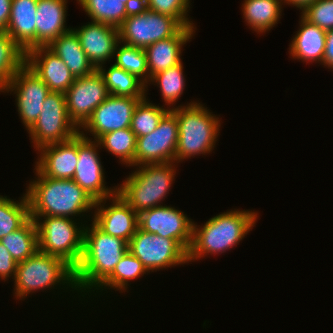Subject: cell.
Wrapping results in <instances>:
<instances>
[{"label": "cell", "instance_id": "6da1fadb", "mask_svg": "<svg viewBox=\"0 0 333 333\" xmlns=\"http://www.w3.org/2000/svg\"><path fill=\"white\" fill-rule=\"evenodd\" d=\"M38 177L30 182L26 191L29 201L30 218L46 216L68 217L95 208V200L73 179H53L43 176L37 169Z\"/></svg>", "mask_w": 333, "mask_h": 333}, {"label": "cell", "instance_id": "7a4b0ae2", "mask_svg": "<svg viewBox=\"0 0 333 333\" xmlns=\"http://www.w3.org/2000/svg\"><path fill=\"white\" fill-rule=\"evenodd\" d=\"M84 228L83 254L74 269L78 292L95 291L114 271L116 264L128 251V243L108 235L93 221ZM96 288V289H95ZM88 291H87V290Z\"/></svg>", "mask_w": 333, "mask_h": 333}, {"label": "cell", "instance_id": "3957f363", "mask_svg": "<svg viewBox=\"0 0 333 333\" xmlns=\"http://www.w3.org/2000/svg\"><path fill=\"white\" fill-rule=\"evenodd\" d=\"M257 214L248 210H231L210 218L201 228L193 223L188 262L233 248L253 229Z\"/></svg>", "mask_w": 333, "mask_h": 333}, {"label": "cell", "instance_id": "277c9868", "mask_svg": "<svg viewBox=\"0 0 333 333\" xmlns=\"http://www.w3.org/2000/svg\"><path fill=\"white\" fill-rule=\"evenodd\" d=\"M171 110L176 114L179 129L176 162L212 152L220 133L219 118L197 102Z\"/></svg>", "mask_w": 333, "mask_h": 333}, {"label": "cell", "instance_id": "5b68a950", "mask_svg": "<svg viewBox=\"0 0 333 333\" xmlns=\"http://www.w3.org/2000/svg\"><path fill=\"white\" fill-rule=\"evenodd\" d=\"M175 162L162 164H145L122 182L117 193L138 214L144 210L161 206L172 186ZM160 203V204H159Z\"/></svg>", "mask_w": 333, "mask_h": 333}, {"label": "cell", "instance_id": "8992f818", "mask_svg": "<svg viewBox=\"0 0 333 333\" xmlns=\"http://www.w3.org/2000/svg\"><path fill=\"white\" fill-rule=\"evenodd\" d=\"M14 280V294L21 300L38 289H50L58 283L77 290L74 268L64 259L39 250L33 256L18 262Z\"/></svg>", "mask_w": 333, "mask_h": 333}, {"label": "cell", "instance_id": "52a82bcc", "mask_svg": "<svg viewBox=\"0 0 333 333\" xmlns=\"http://www.w3.org/2000/svg\"><path fill=\"white\" fill-rule=\"evenodd\" d=\"M38 231L40 252L64 259L74 269L83 254L84 224L78 227L72 217L32 218Z\"/></svg>", "mask_w": 333, "mask_h": 333}, {"label": "cell", "instance_id": "ba28073f", "mask_svg": "<svg viewBox=\"0 0 333 333\" xmlns=\"http://www.w3.org/2000/svg\"><path fill=\"white\" fill-rule=\"evenodd\" d=\"M183 27L176 18L139 5L131 10L118 29L121 43L145 49L157 41L173 37Z\"/></svg>", "mask_w": 333, "mask_h": 333}, {"label": "cell", "instance_id": "9c48e42d", "mask_svg": "<svg viewBox=\"0 0 333 333\" xmlns=\"http://www.w3.org/2000/svg\"><path fill=\"white\" fill-rule=\"evenodd\" d=\"M79 128L70 119L65 94L50 92L43 102L37 121L28 130L36 150L42 146L64 142L79 133Z\"/></svg>", "mask_w": 333, "mask_h": 333}, {"label": "cell", "instance_id": "30bf717a", "mask_svg": "<svg viewBox=\"0 0 333 333\" xmlns=\"http://www.w3.org/2000/svg\"><path fill=\"white\" fill-rule=\"evenodd\" d=\"M128 250L153 272L188 262V252L172 238L147 233L137 228L128 243Z\"/></svg>", "mask_w": 333, "mask_h": 333}, {"label": "cell", "instance_id": "8fae6325", "mask_svg": "<svg viewBox=\"0 0 333 333\" xmlns=\"http://www.w3.org/2000/svg\"><path fill=\"white\" fill-rule=\"evenodd\" d=\"M178 122L170 109L150 134L137 137L134 166L176 162Z\"/></svg>", "mask_w": 333, "mask_h": 333}, {"label": "cell", "instance_id": "7c38bea8", "mask_svg": "<svg viewBox=\"0 0 333 333\" xmlns=\"http://www.w3.org/2000/svg\"><path fill=\"white\" fill-rule=\"evenodd\" d=\"M4 91H14L16 94L18 114L26 130H29L37 121L43 102L50 93L48 86L25 63L5 86Z\"/></svg>", "mask_w": 333, "mask_h": 333}, {"label": "cell", "instance_id": "4fadbf2b", "mask_svg": "<svg viewBox=\"0 0 333 333\" xmlns=\"http://www.w3.org/2000/svg\"><path fill=\"white\" fill-rule=\"evenodd\" d=\"M100 144L78 133V163L73 180L95 201L109 199L117 193V188H106L104 172L97 151Z\"/></svg>", "mask_w": 333, "mask_h": 333}, {"label": "cell", "instance_id": "5bb4252c", "mask_svg": "<svg viewBox=\"0 0 333 333\" xmlns=\"http://www.w3.org/2000/svg\"><path fill=\"white\" fill-rule=\"evenodd\" d=\"M193 223L184 212L158 206L138 214V228L161 237L175 239L187 252L192 242Z\"/></svg>", "mask_w": 333, "mask_h": 333}, {"label": "cell", "instance_id": "9a60e30c", "mask_svg": "<svg viewBox=\"0 0 333 333\" xmlns=\"http://www.w3.org/2000/svg\"><path fill=\"white\" fill-rule=\"evenodd\" d=\"M64 94L69 117L79 129L94 109L110 96L98 70L91 75L76 78Z\"/></svg>", "mask_w": 333, "mask_h": 333}, {"label": "cell", "instance_id": "2e32d148", "mask_svg": "<svg viewBox=\"0 0 333 333\" xmlns=\"http://www.w3.org/2000/svg\"><path fill=\"white\" fill-rule=\"evenodd\" d=\"M141 99L143 98L110 95L94 109L81 127L88 130L94 140L105 133L130 128L134 109Z\"/></svg>", "mask_w": 333, "mask_h": 333}, {"label": "cell", "instance_id": "e0dca14e", "mask_svg": "<svg viewBox=\"0 0 333 333\" xmlns=\"http://www.w3.org/2000/svg\"><path fill=\"white\" fill-rule=\"evenodd\" d=\"M106 200L95 202L93 222L108 235L129 243L138 228V213L118 193L110 197L112 204L109 207L102 204Z\"/></svg>", "mask_w": 333, "mask_h": 333}, {"label": "cell", "instance_id": "ac0fdd59", "mask_svg": "<svg viewBox=\"0 0 333 333\" xmlns=\"http://www.w3.org/2000/svg\"><path fill=\"white\" fill-rule=\"evenodd\" d=\"M73 30L78 35L89 62L96 70L107 60L113 59L116 46L120 42L118 28L91 21Z\"/></svg>", "mask_w": 333, "mask_h": 333}, {"label": "cell", "instance_id": "d6986e66", "mask_svg": "<svg viewBox=\"0 0 333 333\" xmlns=\"http://www.w3.org/2000/svg\"><path fill=\"white\" fill-rule=\"evenodd\" d=\"M38 152L41 154L35 169L43 176L72 179L78 163V134L67 141L42 146Z\"/></svg>", "mask_w": 333, "mask_h": 333}, {"label": "cell", "instance_id": "ffe728a7", "mask_svg": "<svg viewBox=\"0 0 333 333\" xmlns=\"http://www.w3.org/2000/svg\"><path fill=\"white\" fill-rule=\"evenodd\" d=\"M25 63L42 79L50 92L65 93L76 79L65 63L47 46L26 52Z\"/></svg>", "mask_w": 333, "mask_h": 333}, {"label": "cell", "instance_id": "44dd1931", "mask_svg": "<svg viewBox=\"0 0 333 333\" xmlns=\"http://www.w3.org/2000/svg\"><path fill=\"white\" fill-rule=\"evenodd\" d=\"M194 26L183 27L176 35L157 41L144 49L150 78L181 62L182 46L195 33Z\"/></svg>", "mask_w": 333, "mask_h": 333}, {"label": "cell", "instance_id": "7402d4cb", "mask_svg": "<svg viewBox=\"0 0 333 333\" xmlns=\"http://www.w3.org/2000/svg\"><path fill=\"white\" fill-rule=\"evenodd\" d=\"M38 0H12L5 32L24 50L36 48V12Z\"/></svg>", "mask_w": 333, "mask_h": 333}, {"label": "cell", "instance_id": "603a6c76", "mask_svg": "<svg viewBox=\"0 0 333 333\" xmlns=\"http://www.w3.org/2000/svg\"><path fill=\"white\" fill-rule=\"evenodd\" d=\"M67 0H38L36 12V47L48 46L72 28L65 27Z\"/></svg>", "mask_w": 333, "mask_h": 333}, {"label": "cell", "instance_id": "cb8c5ba5", "mask_svg": "<svg viewBox=\"0 0 333 333\" xmlns=\"http://www.w3.org/2000/svg\"><path fill=\"white\" fill-rule=\"evenodd\" d=\"M47 47L65 63L75 78L91 75L96 70L89 62L73 29L60 35Z\"/></svg>", "mask_w": 333, "mask_h": 333}, {"label": "cell", "instance_id": "d4e9b609", "mask_svg": "<svg viewBox=\"0 0 333 333\" xmlns=\"http://www.w3.org/2000/svg\"><path fill=\"white\" fill-rule=\"evenodd\" d=\"M299 31L290 43L289 53L293 59H300L305 62H321L326 46L327 31L311 24L301 16Z\"/></svg>", "mask_w": 333, "mask_h": 333}, {"label": "cell", "instance_id": "484cf974", "mask_svg": "<svg viewBox=\"0 0 333 333\" xmlns=\"http://www.w3.org/2000/svg\"><path fill=\"white\" fill-rule=\"evenodd\" d=\"M93 22L119 28L131 10L139 6L135 0H77Z\"/></svg>", "mask_w": 333, "mask_h": 333}, {"label": "cell", "instance_id": "4316f807", "mask_svg": "<svg viewBox=\"0 0 333 333\" xmlns=\"http://www.w3.org/2000/svg\"><path fill=\"white\" fill-rule=\"evenodd\" d=\"M283 0H245L242 4L243 17L255 32L265 33L277 24Z\"/></svg>", "mask_w": 333, "mask_h": 333}, {"label": "cell", "instance_id": "83f0119b", "mask_svg": "<svg viewBox=\"0 0 333 333\" xmlns=\"http://www.w3.org/2000/svg\"><path fill=\"white\" fill-rule=\"evenodd\" d=\"M103 76L110 95L128 96L133 98H145L147 86L136 75L131 74L115 64L105 71L103 65L98 69ZM146 88V89H145Z\"/></svg>", "mask_w": 333, "mask_h": 333}, {"label": "cell", "instance_id": "f1b7e54d", "mask_svg": "<svg viewBox=\"0 0 333 333\" xmlns=\"http://www.w3.org/2000/svg\"><path fill=\"white\" fill-rule=\"evenodd\" d=\"M0 242L18 263L33 256L38 249V231L35 221L29 218L20 228L10 232Z\"/></svg>", "mask_w": 333, "mask_h": 333}, {"label": "cell", "instance_id": "f546056e", "mask_svg": "<svg viewBox=\"0 0 333 333\" xmlns=\"http://www.w3.org/2000/svg\"><path fill=\"white\" fill-rule=\"evenodd\" d=\"M25 62L24 50L5 31H0V92Z\"/></svg>", "mask_w": 333, "mask_h": 333}, {"label": "cell", "instance_id": "4dcf8cb0", "mask_svg": "<svg viewBox=\"0 0 333 333\" xmlns=\"http://www.w3.org/2000/svg\"><path fill=\"white\" fill-rule=\"evenodd\" d=\"M136 136L131 128H123L102 135L97 141L124 164L134 166Z\"/></svg>", "mask_w": 333, "mask_h": 333}, {"label": "cell", "instance_id": "1f68e13d", "mask_svg": "<svg viewBox=\"0 0 333 333\" xmlns=\"http://www.w3.org/2000/svg\"><path fill=\"white\" fill-rule=\"evenodd\" d=\"M21 201L0 195V240L20 228L29 218V201L25 195Z\"/></svg>", "mask_w": 333, "mask_h": 333}, {"label": "cell", "instance_id": "d6a6232c", "mask_svg": "<svg viewBox=\"0 0 333 333\" xmlns=\"http://www.w3.org/2000/svg\"><path fill=\"white\" fill-rule=\"evenodd\" d=\"M148 273L142 262L135 257L129 250L123 255L112 274L97 288L110 287L120 291H126L128 282L141 275ZM104 286V287H103Z\"/></svg>", "mask_w": 333, "mask_h": 333}, {"label": "cell", "instance_id": "836d02e7", "mask_svg": "<svg viewBox=\"0 0 333 333\" xmlns=\"http://www.w3.org/2000/svg\"><path fill=\"white\" fill-rule=\"evenodd\" d=\"M170 109L153 105L147 101L146 97L141 99L132 115L131 131L136 138L152 133Z\"/></svg>", "mask_w": 333, "mask_h": 333}, {"label": "cell", "instance_id": "e575fe53", "mask_svg": "<svg viewBox=\"0 0 333 333\" xmlns=\"http://www.w3.org/2000/svg\"><path fill=\"white\" fill-rule=\"evenodd\" d=\"M119 44H121V42L117 44L115 49L114 57H116V62L114 64L136 75L147 85L149 82V71L144 49L124 43H122L123 45L121 44V46Z\"/></svg>", "mask_w": 333, "mask_h": 333}, {"label": "cell", "instance_id": "d590c367", "mask_svg": "<svg viewBox=\"0 0 333 333\" xmlns=\"http://www.w3.org/2000/svg\"><path fill=\"white\" fill-rule=\"evenodd\" d=\"M183 75V64L182 61L168 68L167 70L158 72L150 78V82L157 83L160 88L163 100L166 105L174 104L178 101L183 93L185 87V80Z\"/></svg>", "mask_w": 333, "mask_h": 333}, {"label": "cell", "instance_id": "8d00e7d4", "mask_svg": "<svg viewBox=\"0 0 333 333\" xmlns=\"http://www.w3.org/2000/svg\"><path fill=\"white\" fill-rule=\"evenodd\" d=\"M190 0H142L141 5L145 8L163 15L176 18L184 27L193 26L188 19L187 12L190 10Z\"/></svg>", "mask_w": 333, "mask_h": 333}, {"label": "cell", "instance_id": "74e56055", "mask_svg": "<svg viewBox=\"0 0 333 333\" xmlns=\"http://www.w3.org/2000/svg\"><path fill=\"white\" fill-rule=\"evenodd\" d=\"M302 17L325 31L333 29V0H317L307 6Z\"/></svg>", "mask_w": 333, "mask_h": 333}, {"label": "cell", "instance_id": "f35d334b", "mask_svg": "<svg viewBox=\"0 0 333 333\" xmlns=\"http://www.w3.org/2000/svg\"><path fill=\"white\" fill-rule=\"evenodd\" d=\"M17 264L7 248L0 242V278L5 281L13 275L14 280Z\"/></svg>", "mask_w": 333, "mask_h": 333}, {"label": "cell", "instance_id": "ab89813d", "mask_svg": "<svg viewBox=\"0 0 333 333\" xmlns=\"http://www.w3.org/2000/svg\"><path fill=\"white\" fill-rule=\"evenodd\" d=\"M322 64L333 69V29L328 30L326 33V46L324 49Z\"/></svg>", "mask_w": 333, "mask_h": 333}, {"label": "cell", "instance_id": "60d3db41", "mask_svg": "<svg viewBox=\"0 0 333 333\" xmlns=\"http://www.w3.org/2000/svg\"><path fill=\"white\" fill-rule=\"evenodd\" d=\"M12 0H0V31H5L11 14Z\"/></svg>", "mask_w": 333, "mask_h": 333}, {"label": "cell", "instance_id": "b9f144b4", "mask_svg": "<svg viewBox=\"0 0 333 333\" xmlns=\"http://www.w3.org/2000/svg\"><path fill=\"white\" fill-rule=\"evenodd\" d=\"M317 0H283L284 4L288 3L289 5L296 6L297 8L301 9L302 11L309 5L313 4Z\"/></svg>", "mask_w": 333, "mask_h": 333}, {"label": "cell", "instance_id": "7bdbcfd3", "mask_svg": "<svg viewBox=\"0 0 333 333\" xmlns=\"http://www.w3.org/2000/svg\"><path fill=\"white\" fill-rule=\"evenodd\" d=\"M139 5H141L142 0H135Z\"/></svg>", "mask_w": 333, "mask_h": 333}]
</instances>
